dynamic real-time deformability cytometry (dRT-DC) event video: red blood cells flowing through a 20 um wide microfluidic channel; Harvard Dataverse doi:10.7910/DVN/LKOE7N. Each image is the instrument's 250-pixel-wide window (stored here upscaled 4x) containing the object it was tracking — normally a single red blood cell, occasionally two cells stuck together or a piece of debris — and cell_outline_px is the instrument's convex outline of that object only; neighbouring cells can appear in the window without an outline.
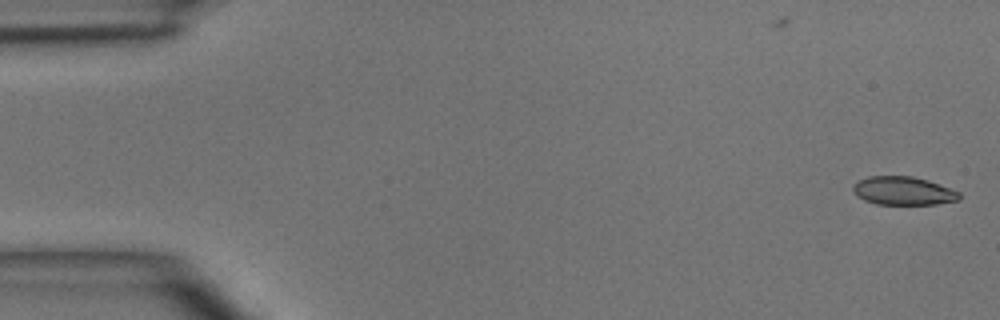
{"species": "common noctule bat (a hibernating species)", "species_latin": "Nyctalus noctula", "temperature_condition": "room temperature", "stored_images_in_passage": 5, "camera_frame_rate_fps": 3000, "um_per_image_px": 0.085, "animal": {"sex": "male", "body_mass_g": 15.6}, "frame": {"image": 1, "passage_image": 1, "time_ms": 0.0, "image_size_px": [1000, 320], "cell_outline_px": [[960, 200], [936, 204], [876, 204], [864, 200], [856, 196], [852, 192], [852, 184], [856, 180], [868, 176], [912, 176], [928, 180], [960, 192]], "centroid_in_image_um": [76.72, 16.21], "position_along_channel_um": 8.3, "area_um2": 17.8}}
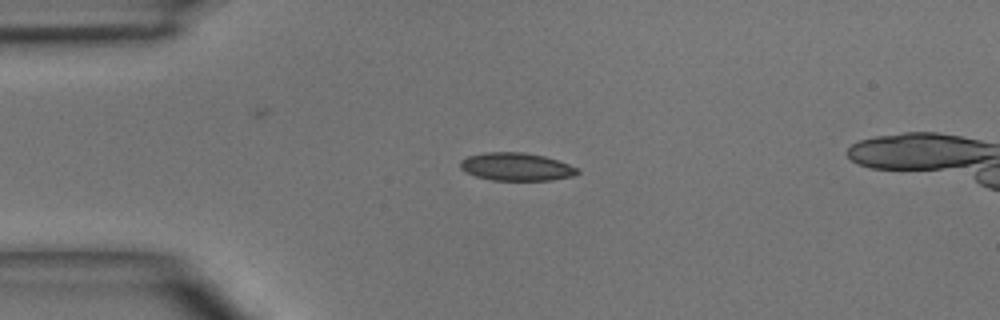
{"frame": {"image": 2, "passage_image": 4, "time_ms": 3.333, "image_size_px": [1000, 320], "cell_outline_px": [[580, 172], [572, 176], [552, 180], [492, 180], [476, 176], [460, 168], [460, 160], [468, 156], [484, 152], [524, 152], [544, 156], [580, 168]], "centroid_in_image_um": [43.9, 14.17], "position_along_channel_um": 41.1, "area_um2": 19.02}}